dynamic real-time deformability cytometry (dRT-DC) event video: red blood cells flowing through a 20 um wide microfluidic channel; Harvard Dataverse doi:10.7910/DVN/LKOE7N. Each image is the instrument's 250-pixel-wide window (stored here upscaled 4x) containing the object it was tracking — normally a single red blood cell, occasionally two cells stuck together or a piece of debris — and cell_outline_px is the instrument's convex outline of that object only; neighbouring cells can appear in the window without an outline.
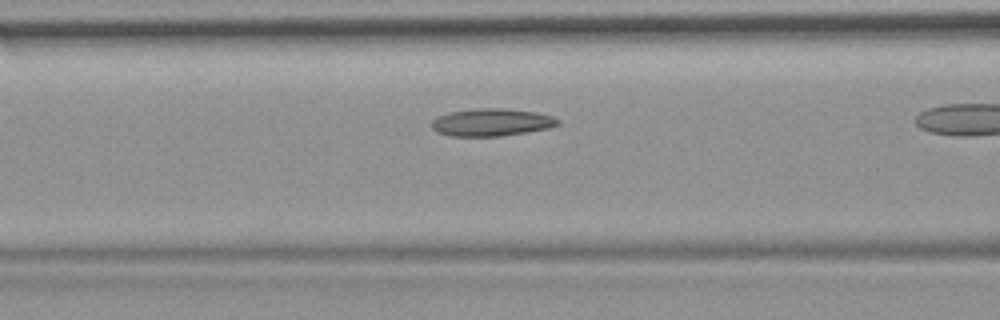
{"species": "common noctule bat (a hibernating species)", "species_latin": "Nyctalus noctula", "temperature_condition": "room temperature", "stored_images_in_passage": 26, "camera_frame_rate_fps": 3000, "um_per_image_px": 0.085, "animal": {"sex": "female", "body_mass_g": 19.9}, "frame": {"image": 1, "passage_image": 5, "time_ms": 1.333, "image_size_px": [1000, 320], "cell_outline_px": [[560, 124], [548, 128], [500, 136], [448, 136], [436, 132], [432, 128], [432, 120], [436, 116], [448, 112], [480, 108], [500, 108], [536, 112], [552, 116], [560, 120]], "centroid_in_image_um": [41.74, 10.39], "position_along_channel_um": 124.9, "area_um2": 20.23}}
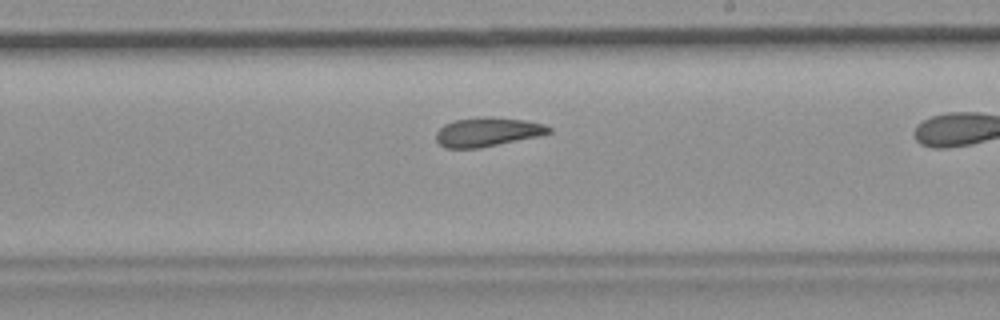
{"frame": {"image": 2, "passage_image": 15, "time_ms": 4.667, "image_size_px": [1000, 320], "cell_outline_px": [[552, 132], [544, 136], [480, 148], [444, 148], [436, 140], [436, 132], [444, 124], [456, 120], [480, 116], [492, 116], [524, 120], [544, 124], [552, 128]], "centroid_in_image_um": [41.49, 11.22], "position_along_channel_um": 247.5, "area_um2": 19.54}}